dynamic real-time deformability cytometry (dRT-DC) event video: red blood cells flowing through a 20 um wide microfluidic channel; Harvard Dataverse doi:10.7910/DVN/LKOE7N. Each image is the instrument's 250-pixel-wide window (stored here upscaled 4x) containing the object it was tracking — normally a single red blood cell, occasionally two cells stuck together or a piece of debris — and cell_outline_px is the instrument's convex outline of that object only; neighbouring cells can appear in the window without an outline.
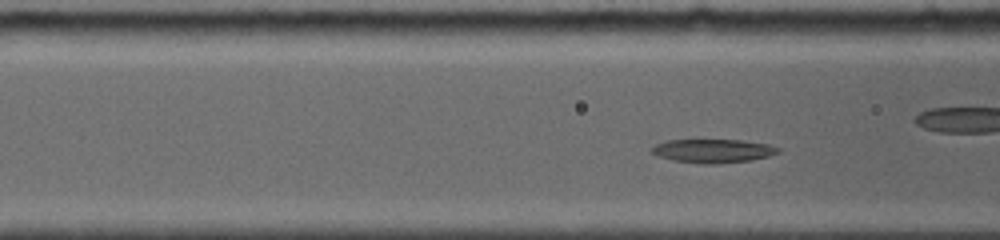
{"species": "common noctule bat (a hibernating species)", "species_latin": "Nyctalus noctula", "temperature_condition": "room temperature", "stored_images_in_passage": 65, "camera_frame_rate_fps": 5000, "um_per_image_px": 0.085, "animal": {"sex": "female", "body_mass_g": 19.0, "forearm_length_mm": 56.7}, "frame": {"image": 1, "passage_image": 25, "time_ms": 5.2, "image_size_px": [1000, 240], "cell_outline_px": [[780, 152], [768, 156], [752, 160], [720, 164], [700, 164], [672, 160], [660, 156], [652, 152], [652, 148], [656, 144], [668, 140], [740, 140], [768, 144], [780, 148]], "centroid_in_image_um": [60.64, 12.83], "position_along_channel_um": 106.0, "area_um2": 17.4}}